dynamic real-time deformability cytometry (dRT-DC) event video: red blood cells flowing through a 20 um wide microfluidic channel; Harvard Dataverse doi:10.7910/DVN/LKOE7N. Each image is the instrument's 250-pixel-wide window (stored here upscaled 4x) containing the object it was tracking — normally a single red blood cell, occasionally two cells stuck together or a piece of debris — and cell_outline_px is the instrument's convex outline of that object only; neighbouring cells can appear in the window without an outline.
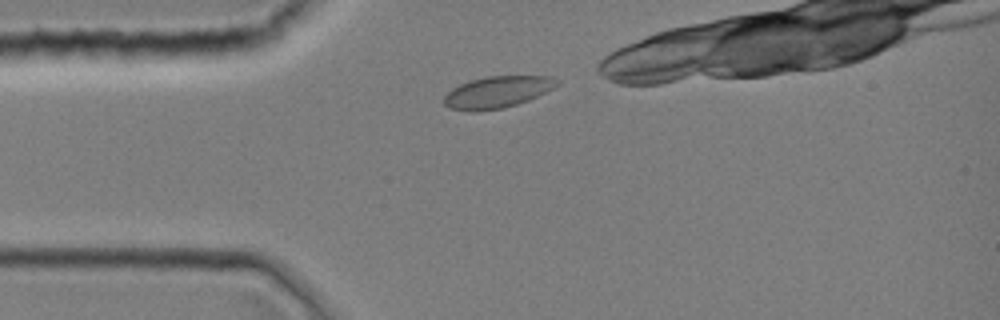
{"species": "common noctule bat (a hibernating species)", "species_latin": "Nyctalus noctula", "temperature_condition": "room temperature", "stored_images_in_passage": 2, "camera_frame_rate_fps": 3000, "um_per_image_px": 0.085, "animal": {"sex": "female", "body_mass_g": 19.0, "forearm_length_mm": 51.5}, "frame": {"image": 1, "passage_image": 1, "time_ms": 0.0, "image_size_px": [1000, 320], "cell_outline_px": [[560, 84], [528, 100], [504, 108], [476, 112], [472, 112], [452, 108], [444, 104], [444, 96], [452, 88], [460, 84], [472, 80], [488, 76], [552, 76], [560, 80]], "centroid_in_image_um": [42.27, 7.83], "position_along_channel_um": 42.7, "area_um2": 20.75}}